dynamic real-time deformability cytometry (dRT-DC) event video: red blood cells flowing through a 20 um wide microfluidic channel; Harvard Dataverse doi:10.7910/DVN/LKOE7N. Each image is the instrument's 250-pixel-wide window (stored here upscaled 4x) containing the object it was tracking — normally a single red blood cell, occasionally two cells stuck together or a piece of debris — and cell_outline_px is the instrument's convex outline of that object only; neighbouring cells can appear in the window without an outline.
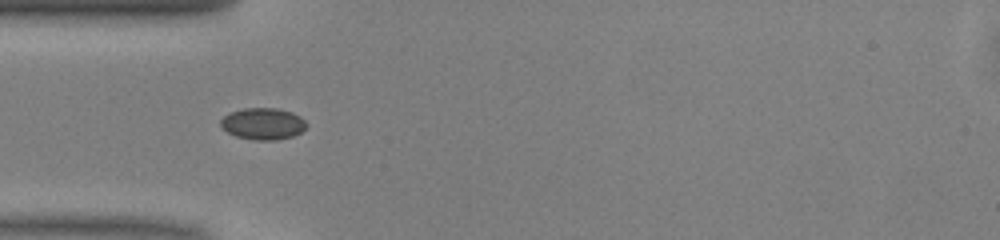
{"species": "common noctule bat (a hibernating species)", "species_latin": "Nyctalus noctula", "temperature_condition": "warm", "stored_images_in_passage": 36, "camera_frame_rate_fps": 3000, "um_per_image_px": 0.085, "animal": {"sex": "male", "body_mass_g": 13.0, "forearm_length_mm": 53.1}, "frame": {"image": 1, "passage_image": 1, "time_ms": 0.0, "image_size_px": [1000, 240], "cell_outline_px": [[308, 124], [300, 132], [292, 136], [276, 140], [252, 140], [236, 136], [228, 132], [220, 124], [220, 120], [228, 112], [244, 108], [276, 108], [292, 112], [300, 116]], "centroid_in_image_um": [22.34, 10.51], "position_along_channel_um": 62.7, "area_um2": 15.84}}
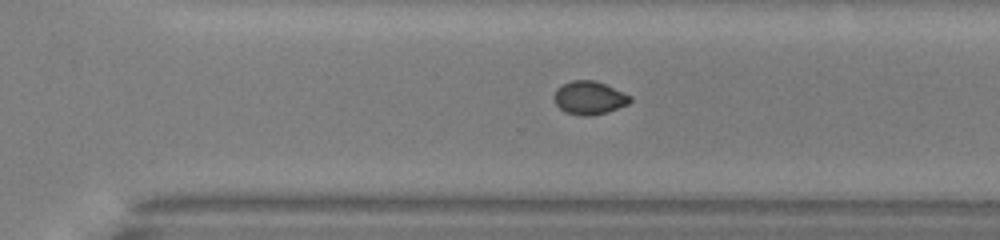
{"frame": {"image": 2, "passage_image": 20, "time_ms": 6.333, "image_size_px": [1000, 240], "cell_outline_px": [[632, 100], [628, 104], [608, 112], [592, 116], [580, 116], [564, 112], [556, 104], [556, 88], [572, 80], [592, 80], [604, 84], [632, 96]], "centroid_in_image_um": [50.11, 8.33], "position_along_channel_um": 320.5, "area_um2": 14.62}}
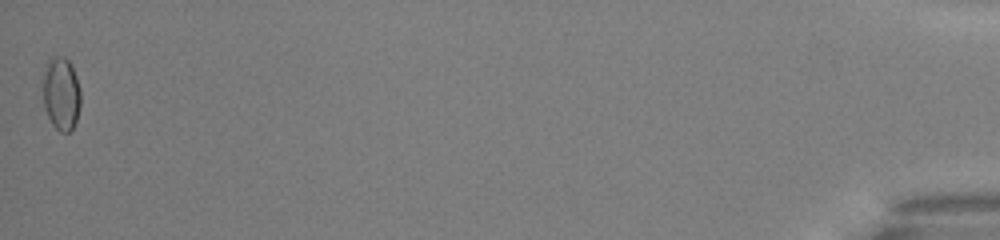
{"frame": {"image": 3, "passage_image": 36, "time_ms": 11.667, "image_size_px": [1000, 240], "cell_outline_px": [[80, 104], [76, 120], [72, 128], [68, 132], [60, 132], [52, 124], [44, 108], [44, 72], [48, 60], [52, 56], [64, 56], [68, 60], [76, 76], [80, 88]], "centroid_in_image_um": [5.21, 7.95], "position_along_channel_um": 430.0, "area_um2": 15.9}, "authors_computed_cell_mechanics": {"area_um2": 14.8835, "velocity_mm_per_s": 4.0722, "shape_relaxation_time_tau1_ms": 5.1813, "shape_relaxation_time_tau2_ms": 3.2217, "deformation_change_tau1": 0.0719, "deformation_change_tau2": 0.0429}}